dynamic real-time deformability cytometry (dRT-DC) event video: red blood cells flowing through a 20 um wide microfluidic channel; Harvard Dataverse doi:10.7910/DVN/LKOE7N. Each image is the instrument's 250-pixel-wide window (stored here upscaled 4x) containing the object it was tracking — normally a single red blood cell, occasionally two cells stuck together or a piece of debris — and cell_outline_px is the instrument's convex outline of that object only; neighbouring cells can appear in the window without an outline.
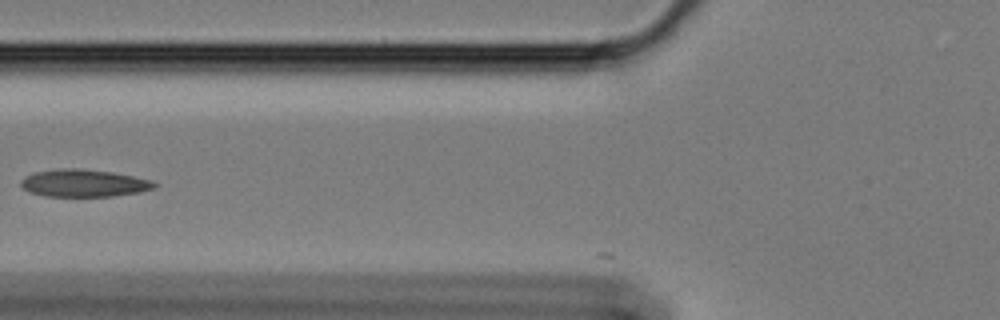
{"species": "Egyptian fruit bat (a non-hibernating species)", "species_latin": "Rousettus aegyptiacus", "temperature_condition": "cold", "stored_images_in_passage": 38, "camera_frame_rate_fps": 3000, "um_per_image_px": 0.085, "animal": {"sex": "female"}, "frame": {"image": 1, "passage_image": 2, "time_ms": 0.333, "image_size_px": [1000, 320], "cell_outline_px": [[160, 184], [156, 188], [140, 192], [112, 196], [44, 196], [28, 192], [20, 184], [20, 180], [24, 176], [36, 172], [64, 168], [80, 168], [112, 172], [152, 180]], "centroid_in_image_um": [7.15, 15.57], "position_along_channel_um": 118.7, "area_um2": 21.44}}
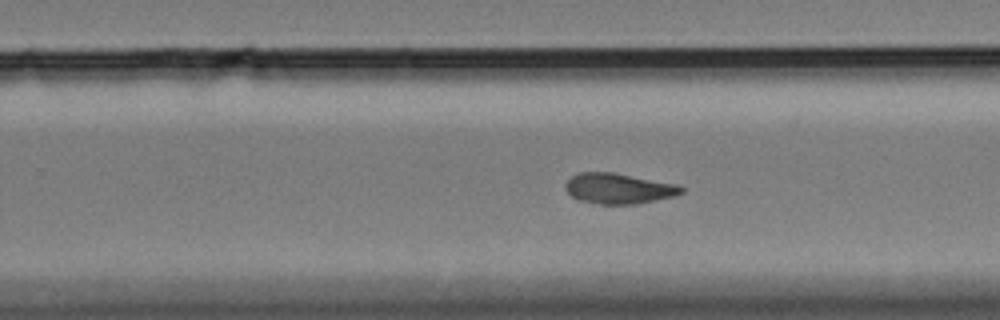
{"frame": {"image": 2, "passage_image": 16, "time_ms": 5.0, "image_size_px": [1000, 320], "cell_outline_px": [[684, 192], [676, 196], [636, 204], [600, 204], [576, 200], [564, 188], [564, 184], [572, 176], [580, 172], [612, 172], [676, 184], [684, 188]], "centroid_in_image_um": [52.57, 16.03], "position_along_channel_um": 277.2, "area_um2": 20.63}}
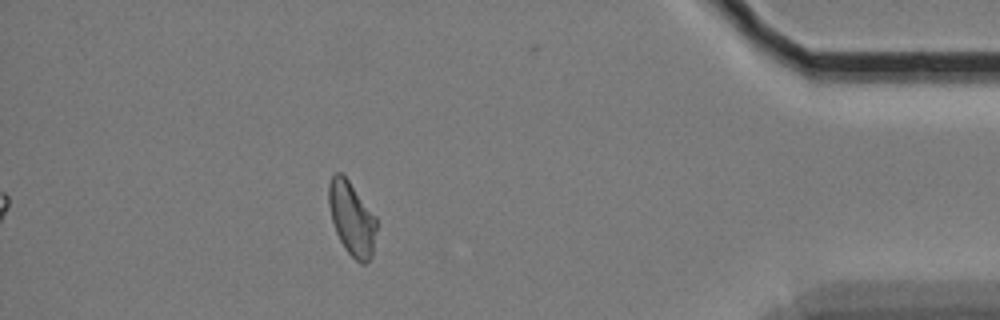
{"frame": {"image": 3, "passage_image": 31, "time_ms": 10.0, "image_size_px": [1000, 320], "cell_outline_px": [[376, 228], [372, 256], [364, 264], [360, 264], [344, 248], [336, 232], [332, 220], [328, 204], [328, 184], [332, 176], [336, 172], [340, 172], [348, 180], [376, 216]], "centroid_in_image_um": [29.89, 18.57], "position_along_channel_um": 405.3, "area_um2": 20.35}, "authors_computed_cell_mechanics": {"area_um2": 20.7791, "velocity_mm_per_s": 3.3943, "shape_relaxation_time_tau1_ms": 6.4692, "shape_relaxation_time_tau2_ms": 2.7839, "deformation_change_tau1": 0.1256, "deformation_change_tau2": 0.062}}